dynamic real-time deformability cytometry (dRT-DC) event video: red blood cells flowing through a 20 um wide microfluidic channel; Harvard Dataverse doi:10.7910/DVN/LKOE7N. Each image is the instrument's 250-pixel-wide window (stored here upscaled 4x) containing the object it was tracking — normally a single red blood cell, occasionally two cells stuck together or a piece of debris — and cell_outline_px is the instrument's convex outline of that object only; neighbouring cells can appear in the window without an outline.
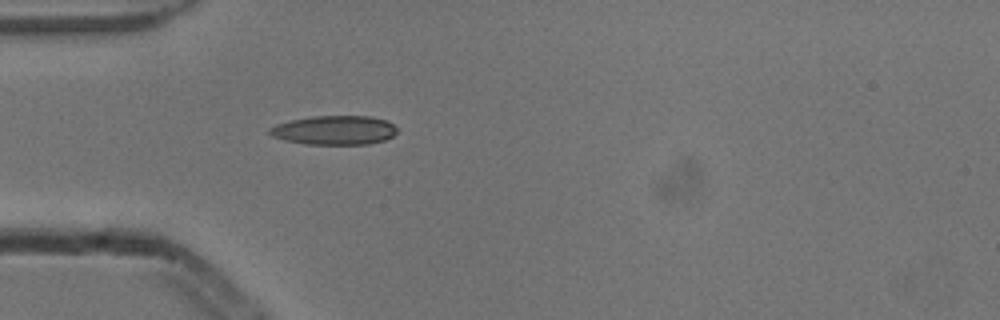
{"species": "common noctule bat (a hibernating species)", "species_latin": "Nyctalus noctula", "temperature_condition": "cold", "stored_images_in_passage": 4, "camera_frame_rate_fps": 3000, "um_per_image_px": 0.085, "animal": {"sex": "male", "body_mass_g": 13.3}, "frame": {"image": 1, "passage_image": 4, "time_ms": 1.0, "image_size_px": [1000, 320], "cell_outline_px": [[396, 132], [392, 136], [384, 140], [368, 144], [304, 144], [284, 140], [272, 136], [268, 132], [268, 128], [276, 124], [288, 120], [312, 116], [372, 116], [384, 120], [392, 124], [396, 128]], "centroid_in_image_um": [28.37, 11.06], "position_along_channel_um": 56.6, "area_um2": 21.68}}